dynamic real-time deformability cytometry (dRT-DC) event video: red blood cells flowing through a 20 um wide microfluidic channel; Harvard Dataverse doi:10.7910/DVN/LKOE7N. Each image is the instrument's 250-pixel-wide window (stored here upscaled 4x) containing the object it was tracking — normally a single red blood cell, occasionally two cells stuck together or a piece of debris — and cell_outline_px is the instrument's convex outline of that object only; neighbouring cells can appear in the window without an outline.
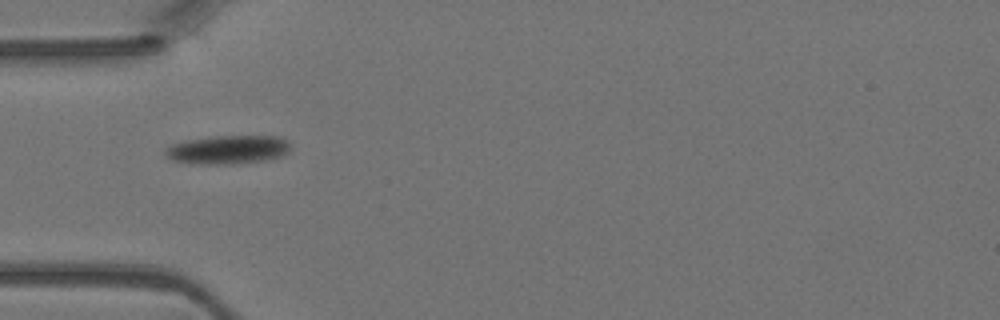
{"species": "Egyptian fruit bat (a non-hibernating species)", "species_latin": "Rousettus aegyptiacus", "temperature_condition": "warm", "stored_images_in_passage": 43, "camera_frame_rate_fps": 3000, "um_per_image_px": 0.085, "animal": {"sex": "female"}, "frame": {"image": 1, "passage_image": 1, "time_ms": 0.0, "image_size_px": [1000, 320], "cell_outline_px": [[288, 152], [280, 156], [268, 160], [224, 164], [200, 164], [172, 160], [164, 156], [164, 148], [172, 144], [184, 140], [216, 136], [280, 136], [288, 144]], "centroid_in_image_um": [19.3, 12.72], "position_along_channel_um": 65.7, "area_um2": 20.81}}
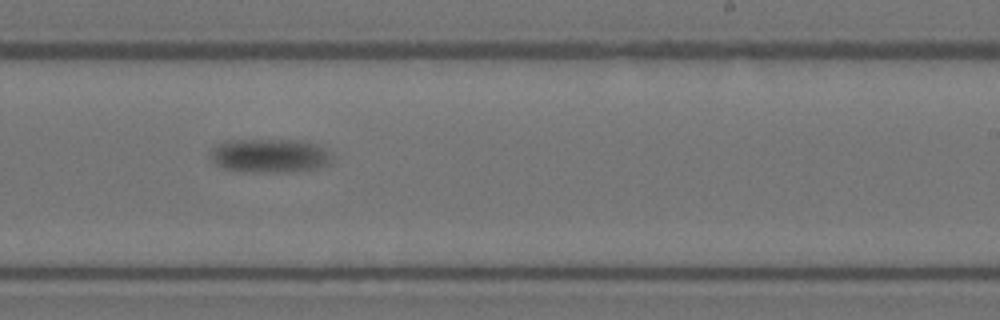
{"frame": {"image": 2, "passage_image": 19, "time_ms": 6.0, "image_size_px": [1000, 320], "cell_outline_px": [[332, 160], [328, 164], [320, 168], [292, 172], [252, 172], [224, 168], [216, 164], [208, 156], [208, 152], [212, 148], [224, 140], [300, 140], [320, 144], [332, 156]], "centroid_in_image_um": [22.93, 13.23], "position_along_channel_um": 266.1, "area_um2": 24.39}}
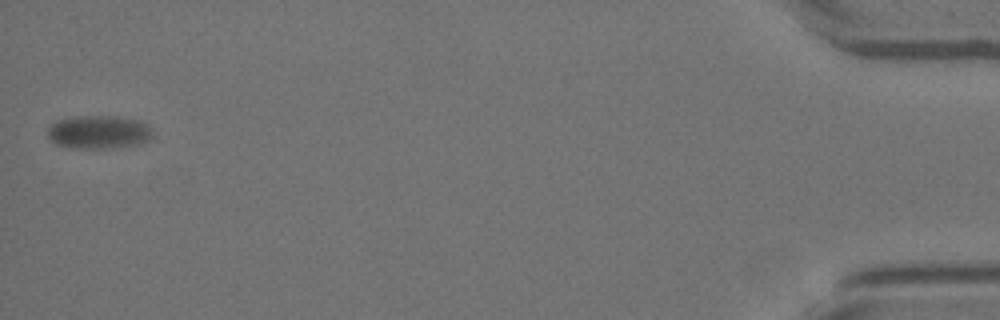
{"frame": {"image": 3, "passage_image": 43, "time_ms": 14.0, "image_size_px": [1000, 320], "cell_outline_px": [[152, 136], [148, 140], [140, 144], [112, 148], [68, 148], [56, 144], [48, 136], [48, 128], [56, 120], [76, 116], [116, 116], [140, 120], [148, 124], [152, 132]], "centroid_in_image_um": [8.4, 11.22], "position_along_channel_um": 426.8, "area_um2": 20.58}}